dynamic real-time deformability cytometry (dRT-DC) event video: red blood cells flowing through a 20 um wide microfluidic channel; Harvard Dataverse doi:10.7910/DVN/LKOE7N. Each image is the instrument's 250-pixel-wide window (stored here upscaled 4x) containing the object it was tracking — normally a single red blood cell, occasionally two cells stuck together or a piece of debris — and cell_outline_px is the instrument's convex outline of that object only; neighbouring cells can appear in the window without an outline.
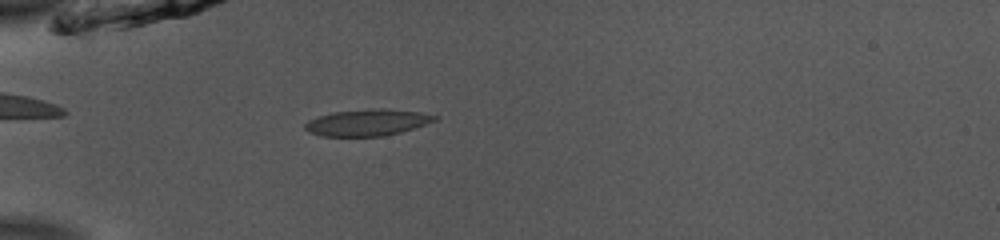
{"species": "common noctule bat (a hibernating species)", "species_latin": "Nyctalus noctula", "temperature_condition": "room temperature", "stored_images_in_passage": 37, "camera_frame_rate_fps": 3000, "um_per_image_px": 0.085, "animal": {"sex": "male", "body_mass_g": 13.0, "forearm_length_mm": 53.1}, "frame": {"image": 1, "passage_image": 1, "time_ms": 0.0, "image_size_px": [1000, 240], "cell_outline_px": [[440, 116], [436, 120], [400, 132], [384, 136], [320, 136], [308, 132], [304, 128], [304, 124], [308, 120], [332, 112], [372, 108], [388, 108], [420, 112]], "centroid_in_image_um": [31.21, 10.4], "position_along_channel_um": 53.8, "area_um2": 20.11}}
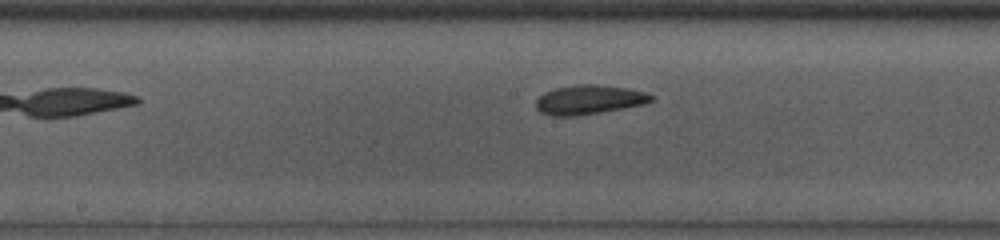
{"frame": {"image": 2, "passage_image": 13, "time_ms": 4.0, "image_size_px": [1000, 240], "cell_outline_px": [[656, 100], [644, 104], [624, 108], [576, 116], [552, 116], [540, 112], [536, 108], [536, 100], [544, 92], [556, 88], [580, 84], [596, 84], [624, 88], [644, 92], [656, 96]], "centroid_in_image_um": [50.08, 8.48], "position_along_channel_um": 198.1, "area_um2": 19.65}}
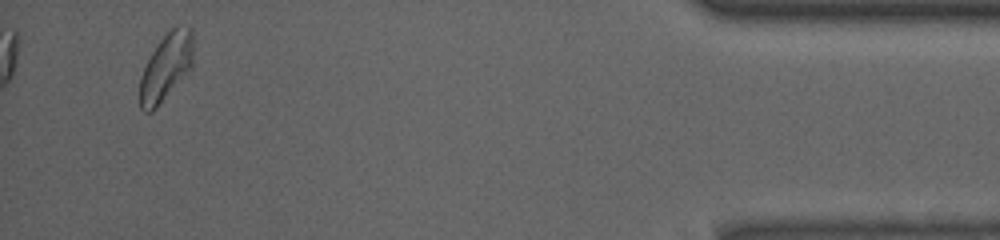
{"frame": {"image": 3, "passage_image": 35, "time_ms": 11.333, "image_size_px": [1000, 240], "cell_outline_px": [[192, 64], [188, 72], [156, 108], [152, 112], [144, 112], [140, 108], [140, 76], [152, 52], [160, 40], [176, 24], [192, 28]], "centroid_in_image_um": [14.11, 5.7], "position_along_channel_um": 421.1, "area_um2": 20.69}, "authors_computed_cell_mechanics": {"area_um2": 19.4786, "velocity_mm_per_s": 3.8716, "shape_relaxation_time_tau1_ms": 2.8739, "shape_relaxation_time_tau2_ms": 1.6129, "deformation_change_tau1": 0.1037, "deformation_change_tau2": 0.0689}}